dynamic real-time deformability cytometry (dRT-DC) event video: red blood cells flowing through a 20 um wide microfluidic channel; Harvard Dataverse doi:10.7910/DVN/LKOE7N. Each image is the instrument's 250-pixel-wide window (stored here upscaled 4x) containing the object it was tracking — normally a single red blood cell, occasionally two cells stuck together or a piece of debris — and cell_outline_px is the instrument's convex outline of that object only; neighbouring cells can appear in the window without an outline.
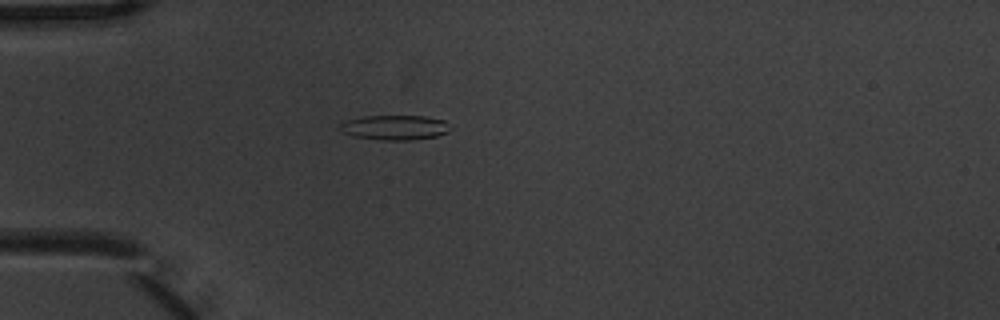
{"species": "common noctule bat (a hibernating species)", "species_latin": "Nyctalus noctula", "temperature_condition": "warm", "stored_images_in_passage": 3, "camera_frame_rate_fps": 3000, "um_per_image_px": 0.085, "animal": {"sex": "male", "body_mass_g": 20.1, "forearm_length_mm": 53.5}, "frame": {"image": 1, "passage_image": 1, "time_ms": 0.0, "image_size_px": [1000, 320], "cell_outline_px": [[452, 128], [448, 132], [436, 136], [412, 140], [380, 140], [352, 136], [336, 128], [344, 120], [360, 116], [424, 116], [444, 120]], "centroid_in_image_um": [33.52, 10.83], "position_along_channel_um": 51.5, "area_um2": 16.18}}